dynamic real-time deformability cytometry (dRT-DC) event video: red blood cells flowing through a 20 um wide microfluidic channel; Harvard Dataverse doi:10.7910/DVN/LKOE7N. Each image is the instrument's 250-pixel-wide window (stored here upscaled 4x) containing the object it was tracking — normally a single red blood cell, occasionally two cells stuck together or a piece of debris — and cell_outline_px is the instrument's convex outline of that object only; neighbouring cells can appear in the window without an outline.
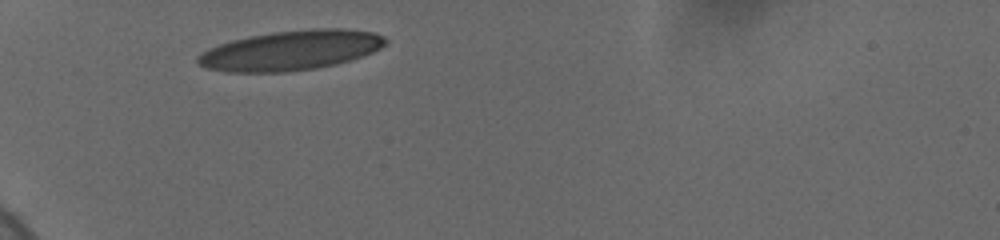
{"species": "human", "species_latin": "Homo sapiens", "temperature_condition": "cold", "stored_images_in_passage": 14, "camera_frame_rate_fps": 3000, "um_per_image_px": 0.085, "donor": {"sex": "female"}, "frame": {"image": 1, "passage_image": 1, "time_ms": 0.0, "image_size_px": [1000, 240], "cell_outline_px": [[388, 44], [364, 56], [352, 60], [336, 64], [316, 68], [288, 72], [228, 72], [204, 68], [196, 64], [196, 56], [200, 52], [208, 48], [232, 40], [248, 36], [272, 32], [308, 28], [344, 28], [372, 32], [384, 36], [388, 40]], "centroid_in_image_um": [24.71, 4.28], "position_along_channel_um": 60.3, "area_um2": 44.16}}
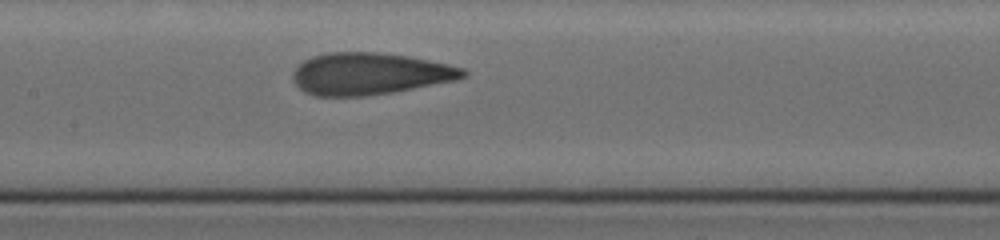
{"frame": {"image": 2, "passage_image": 8, "time_ms": 3.667, "image_size_px": [1000, 240], "cell_outline_px": [[468, 76], [456, 80], [392, 92], [364, 96], [316, 96], [304, 92], [292, 80], [292, 72], [304, 60], [312, 56], [328, 52], [376, 52], [408, 56], [448, 64], [464, 68], [468, 72]], "centroid_in_image_um": [31.42, 6.27], "position_along_channel_um": 176.0, "area_um2": 41.62}}
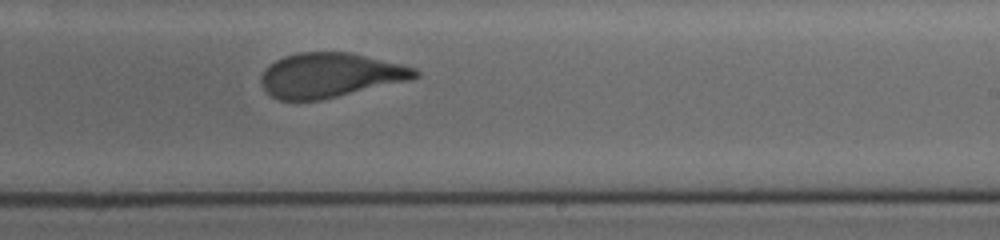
{"frame": {"image": 3, "passage_image": 14, "time_ms": 6.0, "image_size_px": [1000, 240], "cell_outline_px": [[420, 76], [412, 80], [320, 100], [280, 100], [272, 96], [264, 88], [260, 80], [260, 76], [264, 68], [268, 64], [284, 56], [300, 52], [352, 52], [416, 68], [420, 72]], "centroid_in_image_um": [28.08, 6.38], "position_along_channel_um": 260.9, "area_um2": 40.17}}